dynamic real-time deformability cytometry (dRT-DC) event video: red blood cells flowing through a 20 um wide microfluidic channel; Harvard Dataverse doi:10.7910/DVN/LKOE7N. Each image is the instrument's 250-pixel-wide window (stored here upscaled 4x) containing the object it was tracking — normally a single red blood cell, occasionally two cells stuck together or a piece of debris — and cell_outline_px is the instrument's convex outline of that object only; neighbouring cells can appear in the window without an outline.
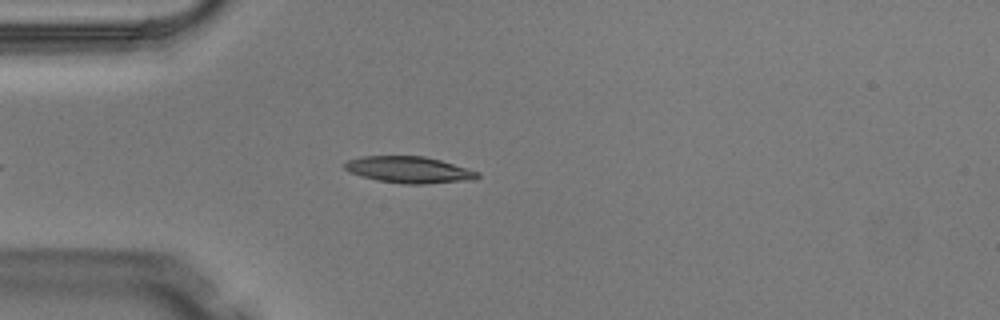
{"species": "Egyptian fruit bat (a non-hibernating species)", "species_latin": "Rousettus aegyptiacus", "temperature_condition": "warm", "stored_images_in_passage": 5, "camera_frame_rate_fps": 3000, "um_per_image_px": 0.085, "animal": {"sex": "male"}, "frame": {"image": 1, "passage_image": 5, "time_ms": 1.333, "image_size_px": [1000, 320], "cell_outline_px": [[480, 176], [476, 180], [424, 184], [404, 184], [376, 180], [360, 176], [348, 172], [344, 168], [344, 164], [348, 160], [360, 156], [424, 156], [440, 160], [468, 168], [480, 172]], "centroid_in_image_um": [34.78, 14.44], "position_along_channel_um": 50.2, "area_um2": 20.81}}